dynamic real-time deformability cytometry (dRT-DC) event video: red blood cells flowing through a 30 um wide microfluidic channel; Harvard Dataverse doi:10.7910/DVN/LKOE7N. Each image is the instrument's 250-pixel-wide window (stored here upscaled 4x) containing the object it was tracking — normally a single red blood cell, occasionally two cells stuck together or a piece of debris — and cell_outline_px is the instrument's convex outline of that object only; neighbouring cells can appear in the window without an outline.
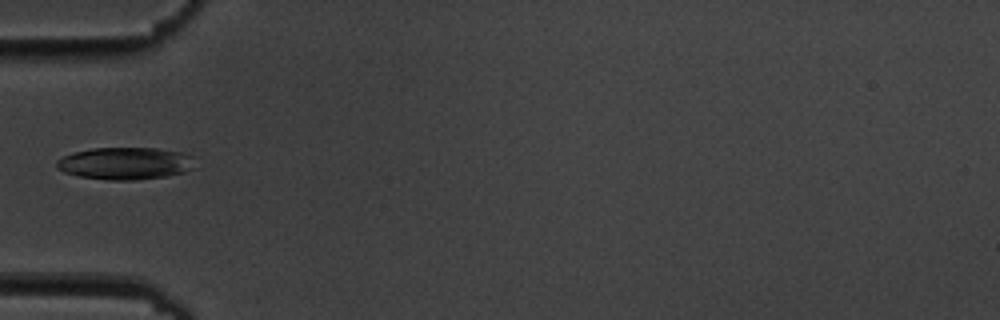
{"species": "common noctule bat (a hibernating species)", "species_latin": "Nyctalus noctula", "temperature_condition": "cold", "stored_images_in_passage": 6, "camera_frame_rate_fps": 3000, "um_per_image_px": 0.085, "animal": {"sex": "male", "body_mass_g": 19.5, "forearm_length_mm": 54.6}, "frame": {"image": 1, "passage_image": 6, "time_ms": 5.667, "image_size_px": [1000, 320], "cell_outline_px": [[196, 168], [184, 172], [168, 176], [136, 180], [108, 180], [80, 176], [64, 172], [56, 168], [56, 160], [64, 156], [76, 152], [92, 148], [156, 148], [184, 152], [192, 156]], "centroid_in_image_um": [10.69, 13.89], "position_along_channel_um": 74.3, "area_um2": 26.18}}